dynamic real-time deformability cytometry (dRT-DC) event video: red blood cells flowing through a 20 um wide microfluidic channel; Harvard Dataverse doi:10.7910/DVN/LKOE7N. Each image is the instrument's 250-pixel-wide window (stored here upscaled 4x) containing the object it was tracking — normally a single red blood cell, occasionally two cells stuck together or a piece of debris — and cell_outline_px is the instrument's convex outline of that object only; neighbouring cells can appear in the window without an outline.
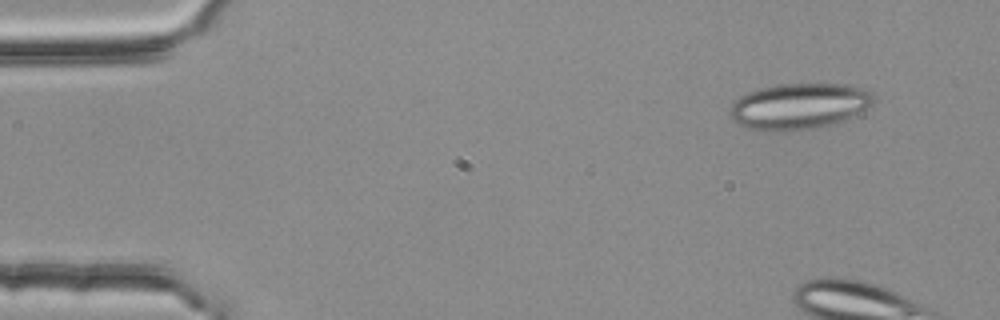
{"species": "common noctule bat (a hibernating species)", "species_latin": "Nyctalus noctula", "temperature_condition": "room temperature", "stored_images_in_passage": 3, "camera_frame_rate_fps": 3000, "um_per_image_px": 0.085, "animal": {"sex": "female", "body_mass_g": 25.1}, "frame": {"image": 1, "passage_image": 1, "time_ms": 0.0, "image_size_px": [1000, 320], "cell_outline_px": [[876, 100], [868, 108], [836, 124], [820, 128], [792, 132], [780, 132], [748, 128], [732, 120], [728, 112], [732, 104], [740, 96], [748, 92], [760, 88], [780, 84], [848, 84], [864, 88], [872, 92], [876, 96]], "centroid_in_image_um": [67.96, 9.04], "position_along_channel_um": 17.0, "area_um2": 39.19}}